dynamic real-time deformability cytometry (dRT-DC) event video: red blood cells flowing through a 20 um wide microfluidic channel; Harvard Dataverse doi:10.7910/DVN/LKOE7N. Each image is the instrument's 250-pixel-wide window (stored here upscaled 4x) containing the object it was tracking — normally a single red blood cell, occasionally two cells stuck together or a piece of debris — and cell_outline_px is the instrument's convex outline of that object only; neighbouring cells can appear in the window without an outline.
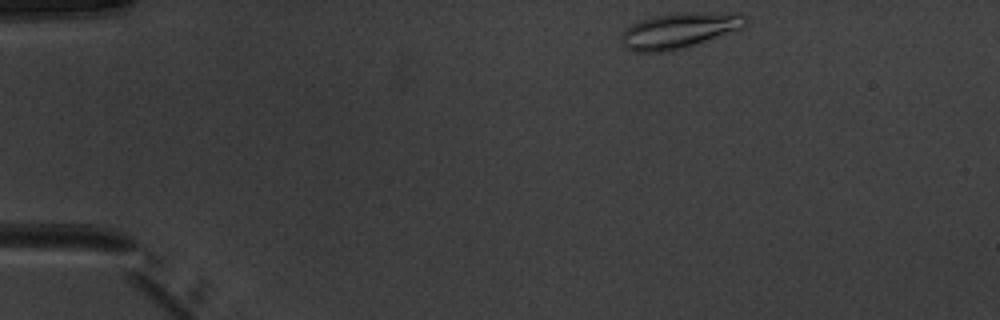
{"species": "common noctule bat (a hibernating species)", "species_latin": "Nyctalus noctula", "temperature_condition": "warm", "stored_images_in_passage": 44, "camera_frame_rate_fps": 3000, "um_per_image_px": 0.085, "animal": {"sex": "male", "body_mass_g": 20.1, "forearm_length_mm": 53.5}, "frame": {"image": 1, "passage_image": 1, "time_ms": 0.0, "image_size_px": [1000, 320], "cell_outline_px": [[748, 20], [740, 28], [696, 44], [664, 52], [632, 52], [624, 48], [620, 44], [620, 36], [632, 24], [640, 20], [656, 16], [676, 12], [736, 12], [748, 16]], "centroid_in_image_um": [57.7, 2.58], "position_along_channel_um": 27.3, "area_um2": 25.78}}
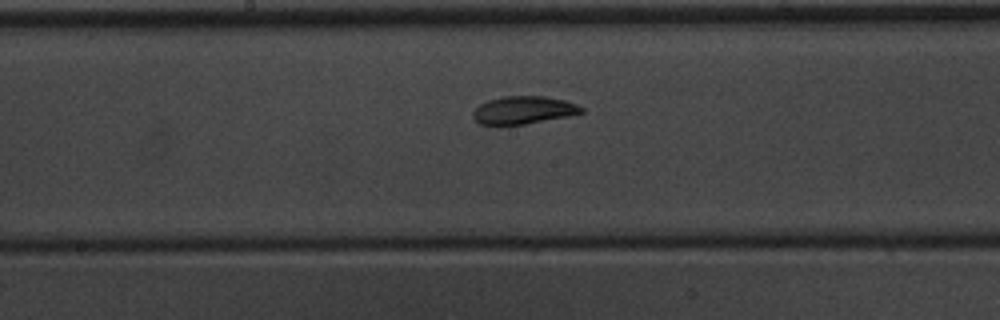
{"frame": {"image": 2, "passage_image": 20, "time_ms": 6.333, "image_size_px": [1000, 320], "cell_outline_px": [[584, 112], [568, 116], [524, 124], [500, 128], [480, 124], [472, 116], [472, 112], [480, 104], [488, 100], [504, 96], [544, 96], [564, 100], [576, 104], [584, 108]], "centroid_in_image_um": [44.44, 9.39], "position_along_channel_um": 203.8, "area_um2": 17.98}}
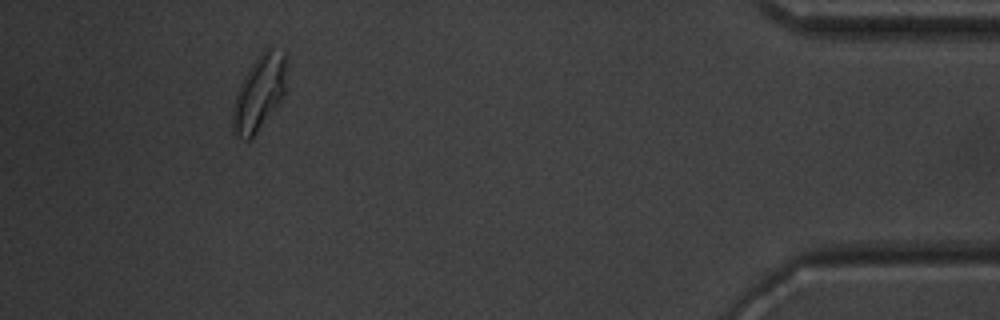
{"frame": {"image": 3, "passage_image": 40, "time_ms": 13.0, "image_size_px": [1000, 320], "cell_outline_px": [[288, 64], [284, 96], [256, 132], [248, 140], [244, 140], [236, 136], [232, 132], [232, 108], [236, 92], [248, 68], [260, 52], [264, 48], [272, 48], [284, 52]], "centroid_in_image_um": [22.03, 7.85], "position_along_channel_um": 413.2, "area_um2": 23.87}, "authors_computed_cell_mechanics": {"area_um2": 18.9006, "velocity_mm_per_s": 3.9681, "shape_relaxation_time_tau1_ms": 4.156, "shape_relaxation_time_tau2_ms": 3.1641, "deformation_change_tau1": 0.1295, "deformation_change_tau2": 0.0739}}